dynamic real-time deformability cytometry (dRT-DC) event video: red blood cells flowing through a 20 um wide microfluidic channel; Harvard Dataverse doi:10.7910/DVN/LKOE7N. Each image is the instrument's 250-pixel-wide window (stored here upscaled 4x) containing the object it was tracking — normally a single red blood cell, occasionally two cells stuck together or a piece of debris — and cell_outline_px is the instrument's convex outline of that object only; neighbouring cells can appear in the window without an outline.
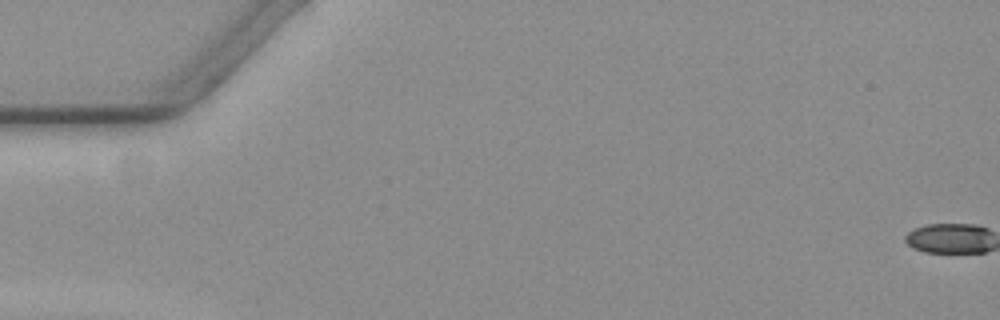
{"species": "common noctule bat (a hibernating species)", "species_latin": "Nyctalus noctula", "temperature_condition": "warm", "stored_images_in_passage": 1, "camera_frame_rate_fps": 3000, "um_per_image_px": 0.085, "animal": {"sex": "female", "body_mass_g": 19.3, "forearm_length_mm": 54.1}, "frame": {"image": 1, "passage_image": 1, "time_ms": 0.0, "image_size_px": [1000, 320], "cell_outline_px": [[140, 264], [136, 268], [56, 268], [32, 256], [36, 252], [92, 240], [124, 248]], "centroid_in_image_um": [7.47, 21.79], "position_along_channel_um": 77.5, "area_um2": 15.14}}